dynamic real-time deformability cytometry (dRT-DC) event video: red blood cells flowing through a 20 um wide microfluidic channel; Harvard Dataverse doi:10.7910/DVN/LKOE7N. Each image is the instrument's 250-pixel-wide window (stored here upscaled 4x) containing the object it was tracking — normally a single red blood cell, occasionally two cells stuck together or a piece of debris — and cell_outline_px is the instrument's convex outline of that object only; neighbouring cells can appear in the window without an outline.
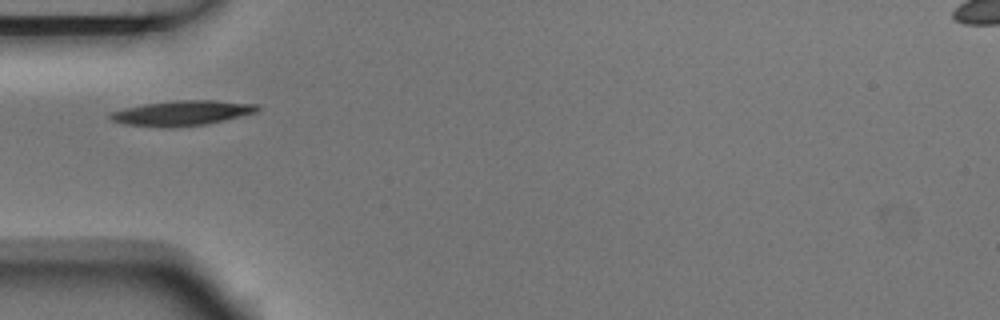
{"species": "Egyptian fruit bat (a non-hibernating species)", "species_latin": "Rousettus aegyptiacus", "temperature_condition": "room temperature", "stored_images_in_passage": 8, "camera_frame_rate_fps": 3000, "um_per_image_px": 0.085, "animal": {"sex": "male"}, "frame": {"image": 1, "passage_image": 3, "time_ms": 0.667, "image_size_px": [1000, 320], "cell_outline_px": [[260, 108], [256, 112], [208, 124], [168, 128], [160, 128], [124, 124], [112, 120], [108, 116], [112, 112], [124, 108], [144, 104], [176, 100], [216, 100], [260, 104]], "centroid_in_image_um": [15.48, 9.61], "position_along_channel_um": 69.5, "area_um2": 21.62}}
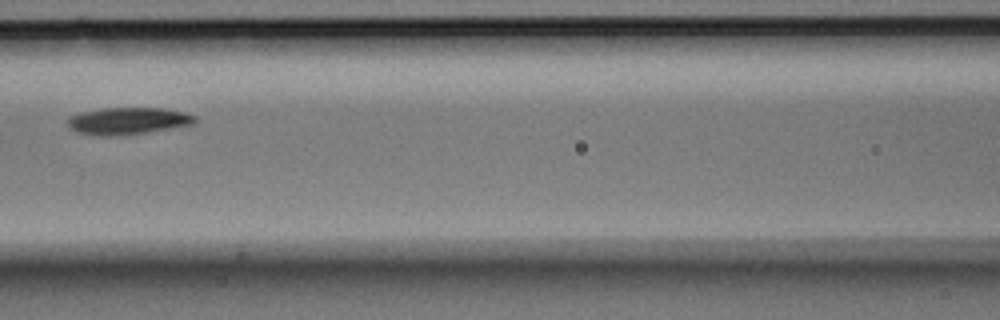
{"frame": {"image": 2, "passage_image": 5, "time_ms": 1.333, "image_size_px": [1000, 320], "cell_outline_px": [[196, 120], [192, 124], [124, 136], [96, 136], [76, 132], [68, 128], [68, 116], [80, 112], [100, 108], [164, 108], [196, 116]], "centroid_in_image_um": [10.77, 10.29], "position_along_channel_um": 155.8, "area_um2": 20.17}}
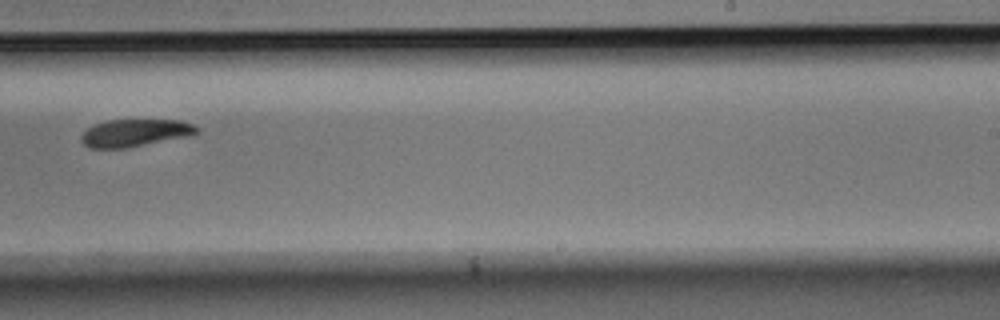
{"frame": {"image": 3, "passage_image": 8, "time_ms": 2.333, "image_size_px": [1000, 320], "cell_outline_px": [[200, 128], [196, 132], [188, 136], [124, 148], [88, 148], [80, 140], [80, 136], [92, 124], [108, 120], [180, 120], [192, 124]], "centroid_in_image_um": [11.42, 11.29], "position_along_channel_um": 277.6, "area_um2": 18.32}}